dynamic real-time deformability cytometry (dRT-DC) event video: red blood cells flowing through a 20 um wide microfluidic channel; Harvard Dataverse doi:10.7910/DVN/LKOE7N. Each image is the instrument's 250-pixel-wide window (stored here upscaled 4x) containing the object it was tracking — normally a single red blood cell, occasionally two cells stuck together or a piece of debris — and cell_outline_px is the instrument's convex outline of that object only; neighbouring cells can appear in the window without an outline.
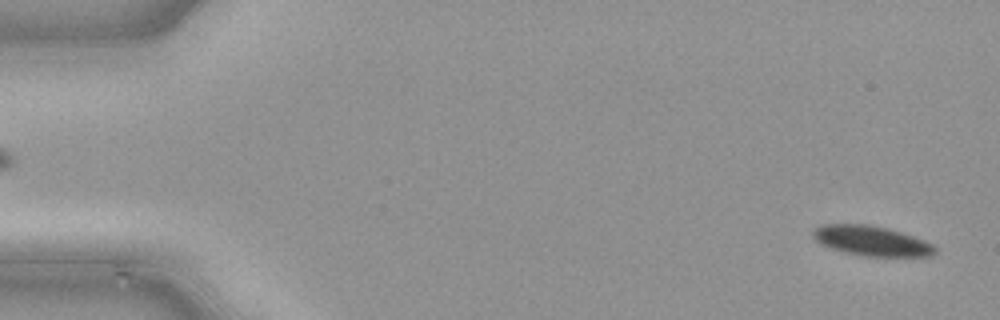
{"species": "common noctule bat (a hibernating species)", "species_latin": "Nyctalus noctula", "temperature_condition": "cold", "stored_images_in_passage": 49, "camera_frame_rate_fps": 3000, "um_per_image_px": 0.085, "animal": {"sex": "male", "body_mass_g": 21.5, "forearm_length_mm": 52.0}, "frame": {"image": 1, "passage_image": 2, "time_ms": 0.333, "image_size_px": [1000, 320], "cell_outline_px": [[936, 252], [932, 256], [864, 256], [844, 252], [820, 244], [812, 236], [812, 232], [820, 224], [868, 224], [888, 228], [924, 240], [932, 244], [936, 248]], "centroid_in_image_um": [74.06, 20.47], "position_along_channel_um": 10.9, "area_um2": 21.21}}
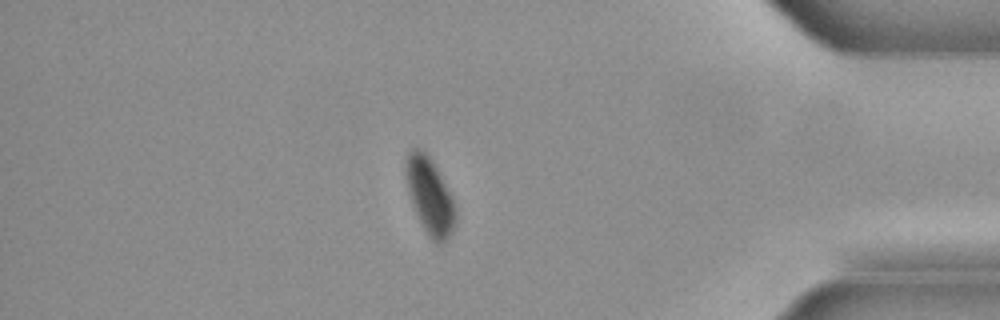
{"frame": {"image": 2, "passage_image": 42, "time_ms": 13.667, "image_size_px": [1000, 320], "cell_outline_px": [[456, 224], [452, 232], [440, 244], [436, 244], [428, 236], [412, 204], [404, 172], [404, 168], [408, 152], [412, 148], [420, 148], [428, 156], [436, 168], [456, 208]], "centroid_in_image_um": [36.51, 16.67], "position_along_channel_um": 398.7, "area_um2": 21.62}}
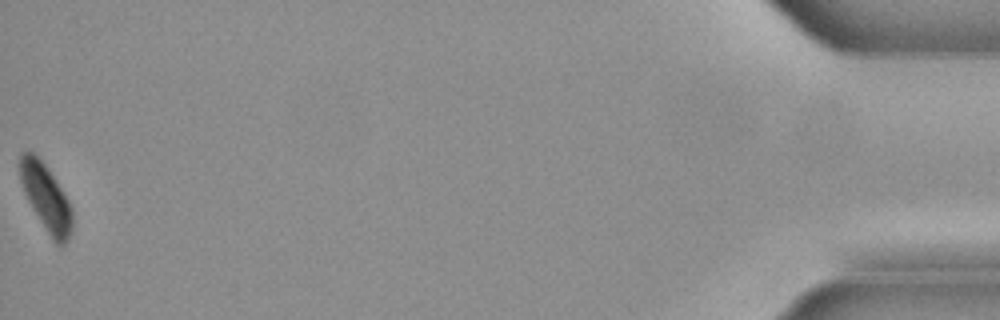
{"frame": {"image": 3, "passage_image": 49, "time_ms": 16.0, "image_size_px": [1000, 320], "cell_outline_px": [[72, 228], [68, 240], [60, 248], [52, 240], [28, 200], [24, 192], [20, 180], [20, 156], [24, 152], [32, 152], [48, 168], [56, 180], [68, 200], [72, 208]], "centroid_in_image_um": [3.93, 16.84], "position_along_channel_um": 431.3, "area_um2": 20.0}}